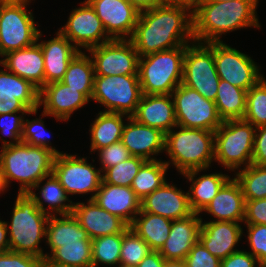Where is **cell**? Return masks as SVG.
Here are the masks:
<instances>
[{
	"instance_id": "obj_29",
	"label": "cell",
	"mask_w": 266,
	"mask_h": 267,
	"mask_svg": "<svg viewBox=\"0 0 266 267\" xmlns=\"http://www.w3.org/2000/svg\"><path fill=\"white\" fill-rule=\"evenodd\" d=\"M43 181L45 183L42 186L41 183ZM33 189H41L39 191L41 197L36 195ZM27 194L36 203L37 207L48 216L72 214L74 202L69 200L65 189L53 173L42 178ZM66 201L70 203L66 204ZM44 203H47L49 206L45 207Z\"/></svg>"
},
{
	"instance_id": "obj_23",
	"label": "cell",
	"mask_w": 266,
	"mask_h": 267,
	"mask_svg": "<svg viewBox=\"0 0 266 267\" xmlns=\"http://www.w3.org/2000/svg\"><path fill=\"white\" fill-rule=\"evenodd\" d=\"M243 227L240 223L228 221L203 222L200 229L199 241L214 256L220 260L238 251L234 249L241 240Z\"/></svg>"
},
{
	"instance_id": "obj_26",
	"label": "cell",
	"mask_w": 266,
	"mask_h": 267,
	"mask_svg": "<svg viewBox=\"0 0 266 267\" xmlns=\"http://www.w3.org/2000/svg\"><path fill=\"white\" fill-rule=\"evenodd\" d=\"M55 34V38L38 43L44 57L45 85L61 81L70 61L79 52L60 31Z\"/></svg>"
},
{
	"instance_id": "obj_24",
	"label": "cell",
	"mask_w": 266,
	"mask_h": 267,
	"mask_svg": "<svg viewBox=\"0 0 266 267\" xmlns=\"http://www.w3.org/2000/svg\"><path fill=\"white\" fill-rule=\"evenodd\" d=\"M95 203L124 220L129 226L140 212L141 200L131 187L115 186L101 182L94 196Z\"/></svg>"
},
{
	"instance_id": "obj_42",
	"label": "cell",
	"mask_w": 266,
	"mask_h": 267,
	"mask_svg": "<svg viewBox=\"0 0 266 267\" xmlns=\"http://www.w3.org/2000/svg\"><path fill=\"white\" fill-rule=\"evenodd\" d=\"M44 125V121L41 117L33 120L24 118L21 141L31 146L47 148L53 151L56 155L63 154V152H60L59 150H56L55 147L51 146L49 139L50 134L47 129H45L46 127Z\"/></svg>"
},
{
	"instance_id": "obj_39",
	"label": "cell",
	"mask_w": 266,
	"mask_h": 267,
	"mask_svg": "<svg viewBox=\"0 0 266 267\" xmlns=\"http://www.w3.org/2000/svg\"><path fill=\"white\" fill-rule=\"evenodd\" d=\"M243 119L258 128L266 126V79L262 77L247 91Z\"/></svg>"
},
{
	"instance_id": "obj_58",
	"label": "cell",
	"mask_w": 266,
	"mask_h": 267,
	"mask_svg": "<svg viewBox=\"0 0 266 267\" xmlns=\"http://www.w3.org/2000/svg\"><path fill=\"white\" fill-rule=\"evenodd\" d=\"M39 267H66V266H60V265L53 264V263L49 262L46 258H44L40 261Z\"/></svg>"
},
{
	"instance_id": "obj_1",
	"label": "cell",
	"mask_w": 266,
	"mask_h": 267,
	"mask_svg": "<svg viewBox=\"0 0 266 267\" xmlns=\"http://www.w3.org/2000/svg\"><path fill=\"white\" fill-rule=\"evenodd\" d=\"M130 40L139 57L186 46L194 41L192 12L171 4L139 12Z\"/></svg>"
},
{
	"instance_id": "obj_32",
	"label": "cell",
	"mask_w": 266,
	"mask_h": 267,
	"mask_svg": "<svg viewBox=\"0 0 266 267\" xmlns=\"http://www.w3.org/2000/svg\"><path fill=\"white\" fill-rule=\"evenodd\" d=\"M171 226V219L147 212H139L135 216L130 228L133 229L152 250L159 251L170 234Z\"/></svg>"
},
{
	"instance_id": "obj_14",
	"label": "cell",
	"mask_w": 266,
	"mask_h": 267,
	"mask_svg": "<svg viewBox=\"0 0 266 267\" xmlns=\"http://www.w3.org/2000/svg\"><path fill=\"white\" fill-rule=\"evenodd\" d=\"M95 75L138 74L139 54L130 39H112L87 50Z\"/></svg>"
},
{
	"instance_id": "obj_20",
	"label": "cell",
	"mask_w": 266,
	"mask_h": 267,
	"mask_svg": "<svg viewBox=\"0 0 266 267\" xmlns=\"http://www.w3.org/2000/svg\"><path fill=\"white\" fill-rule=\"evenodd\" d=\"M72 214L80 226L87 231L91 240L101 236L124 233L130 227L120 217L99 207L93 199H88L87 203H74Z\"/></svg>"
},
{
	"instance_id": "obj_43",
	"label": "cell",
	"mask_w": 266,
	"mask_h": 267,
	"mask_svg": "<svg viewBox=\"0 0 266 267\" xmlns=\"http://www.w3.org/2000/svg\"><path fill=\"white\" fill-rule=\"evenodd\" d=\"M38 109L29 111V112H20V115H16L19 112L14 113H7L0 115V132L2 135L7 136L11 139V141H7L6 139L2 138V147H7L10 145L19 144L22 137V130H23V121H24V114H37ZM22 113V114H21Z\"/></svg>"
},
{
	"instance_id": "obj_4",
	"label": "cell",
	"mask_w": 266,
	"mask_h": 267,
	"mask_svg": "<svg viewBox=\"0 0 266 267\" xmlns=\"http://www.w3.org/2000/svg\"><path fill=\"white\" fill-rule=\"evenodd\" d=\"M166 152L170 160L164 162L168 167L172 163L180 174L194 169L207 171L214 160V132L176 126L165 134Z\"/></svg>"
},
{
	"instance_id": "obj_21",
	"label": "cell",
	"mask_w": 266,
	"mask_h": 267,
	"mask_svg": "<svg viewBox=\"0 0 266 267\" xmlns=\"http://www.w3.org/2000/svg\"><path fill=\"white\" fill-rule=\"evenodd\" d=\"M41 36L40 31L34 45L10 51L2 56L5 57L4 59L0 60L3 68L31 82L39 90L45 85L44 57L38 44Z\"/></svg>"
},
{
	"instance_id": "obj_33",
	"label": "cell",
	"mask_w": 266,
	"mask_h": 267,
	"mask_svg": "<svg viewBox=\"0 0 266 267\" xmlns=\"http://www.w3.org/2000/svg\"><path fill=\"white\" fill-rule=\"evenodd\" d=\"M95 71L92 59L84 51H79L70 61L64 78V84L82 92L90 101L94 88Z\"/></svg>"
},
{
	"instance_id": "obj_44",
	"label": "cell",
	"mask_w": 266,
	"mask_h": 267,
	"mask_svg": "<svg viewBox=\"0 0 266 267\" xmlns=\"http://www.w3.org/2000/svg\"><path fill=\"white\" fill-rule=\"evenodd\" d=\"M39 93L40 90L31 82L6 68L0 70V95H39Z\"/></svg>"
},
{
	"instance_id": "obj_60",
	"label": "cell",
	"mask_w": 266,
	"mask_h": 267,
	"mask_svg": "<svg viewBox=\"0 0 266 267\" xmlns=\"http://www.w3.org/2000/svg\"><path fill=\"white\" fill-rule=\"evenodd\" d=\"M204 1L223 2V1H233V0H204Z\"/></svg>"
},
{
	"instance_id": "obj_51",
	"label": "cell",
	"mask_w": 266,
	"mask_h": 267,
	"mask_svg": "<svg viewBox=\"0 0 266 267\" xmlns=\"http://www.w3.org/2000/svg\"><path fill=\"white\" fill-rule=\"evenodd\" d=\"M258 264V265H257ZM261 267L256 257L246 250H238L227 258L221 259L220 267Z\"/></svg>"
},
{
	"instance_id": "obj_28",
	"label": "cell",
	"mask_w": 266,
	"mask_h": 267,
	"mask_svg": "<svg viewBox=\"0 0 266 267\" xmlns=\"http://www.w3.org/2000/svg\"><path fill=\"white\" fill-rule=\"evenodd\" d=\"M201 171L204 169H194L182 174L192 182L188 191L189 205L193 213L198 214L203 212L221 187L230 179V176L221 172L203 174L197 178Z\"/></svg>"
},
{
	"instance_id": "obj_49",
	"label": "cell",
	"mask_w": 266,
	"mask_h": 267,
	"mask_svg": "<svg viewBox=\"0 0 266 267\" xmlns=\"http://www.w3.org/2000/svg\"><path fill=\"white\" fill-rule=\"evenodd\" d=\"M41 259L35 255L7 251L0 253V267H39Z\"/></svg>"
},
{
	"instance_id": "obj_11",
	"label": "cell",
	"mask_w": 266,
	"mask_h": 267,
	"mask_svg": "<svg viewBox=\"0 0 266 267\" xmlns=\"http://www.w3.org/2000/svg\"><path fill=\"white\" fill-rule=\"evenodd\" d=\"M177 126L215 132L223 123L215 101L182 83L172 91Z\"/></svg>"
},
{
	"instance_id": "obj_59",
	"label": "cell",
	"mask_w": 266,
	"mask_h": 267,
	"mask_svg": "<svg viewBox=\"0 0 266 267\" xmlns=\"http://www.w3.org/2000/svg\"><path fill=\"white\" fill-rule=\"evenodd\" d=\"M6 189H7V186H6L3 174L0 170V194L1 192H4V191L6 192Z\"/></svg>"
},
{
	"instance_id": "obj_57",
	"label": "cell",
	"mask_w": 266,
	"mask_h": 267,
	"mask_svg": "<svg viewBox=\"0 0 266 267\" xmlns=\"http://www.w3.org/2000/svg\"><path fill=\"white\" fill-rule=\"evenodd\" d=\"M163 267H187L185 260L164 259Z\"/></svg>"
},
{
	"instance_id": "obj_3",
	"label": "cell",
	"mask_w": 266,
	"mask_h": 267,
	"mask_svg": "<svg viewBox=\"0 0 266 267\" xmlns=\"http://www.w3.org/2000/svg\"><path fill=\"white\" fill-rule=\"evenodd\" d=\"M56 154L43 147L20 142L2 147L0 151V170L7 188L11 182L20 183L18 193H28L42 178L53 173Z\"/></svg>"
},
{
	"instance_id": "obj_9",
	"label": "cell",
	"mask_w": 266,
	"mask_h": 267,
	"mask_svg": "<svg viewBox=\"0 0 266 267\" xmlns=\"http://www.w3.org/2000/svg\"><path fill=\"white\" fill-rule=\"evenodd\" d=\"M142 96L138 74L95 75L91 101L100 103L105 112L132 117Z\"/></svg>"
},
{
	"instance_id": "obj_13",
	"label": "cell",
	"mask_w": 266,
	"mask_h": 267,
	"mask_svg": "<svg viewBox=\"0 0 266 267\" xmlns=\"http://www.w3.org/2000/svg\"><path fill=\"white\" fill-rule=\"evenodd\" d=\"M214 61L221 80L246 91L264 77L250 56L223 43V40L214 42Z\"/></svg>"
},
{
	"instance_id": "obj_48",
	"label": "cell",
	"mask_w": 266,
	"mask_h": 267,
	"mask_svg": "<svg viewBox=\"0 0 266 267\" xmlns=\"http://www.w3.org/2000/svg\"><path fill=\"white\" fill-rule=\"evenodd\" d=\"M187 267H220L221 260L212 255L203 244L198 241L185 258Z\"/></svg>"
},
{
	"instance_id": "obj_47",
	"label": "cell",
	"mask_w": 266,
	"mask_h": 267,
	"mask_svg": "<svg viewBox=\"0 0 266 267\" xmlns=\"http://www.w3.org/2000/svg\"><path fill=\"white\" fill-rule=\"evenodd\" d=\"M97 152H99L98 156L101 164L99 169L102 174L106 169L131 157V154L121 141L113 143L108 147H104Z\"/></svg>"
},
{
	"instance_id": "obj_50",
	"label": "cell",
	"mask_w": 266,
	"mask_h": 267,
	"mask_svg": "<svg viewBox=\"0 0 266 267\" xmlns=\"http://www.w3.org/2000/svg\"><path fill=\"white\" fill-rule=\"evenodd\" d=\"M245 224L266 225V198L245 201Z\"/></svg>"
},
{
	"instance_id": "obj_52",
	"label": "cell",
	"mask_w": 266,
	"mask_h": 267,
	"mask_svg": "<svg viewBox=\"0 0 266 267\" xmlns=\"http://www.w3.org/2000/svg\"><path fill=\"white\" fill-rule=\"evenodd\" d=\"M252 164L266 165V126L255 130Z\"/></svg>"
},
{
	"instance_id": "obj_38",
	"label": "cell",
	"mask_w": 266,
	"mask_h": 267,
	"mask_svg": "<svg viewBox=\"0 0 266 267\" xmlns=\"http://www.w3.org/2000/svg\"><path fill=\"white\" fill-rule=\"evenodd\" d=\"M123 233L106 235L92 239V267L99 264L118 266Z\"/></svg>"
},
{
	"instance_id": "obj_53",
	"label": "cell",
	"mask_w": 266,
	"mask_h": 267,
	"mask_svg": "<svg viewBox=\"0 0 266 267\" xmlns=\"http://www.w3.org/2000/svg\"><path fill=\"white\" fill-rule=\"evenodd\" d=\"M164 258L159 251H151L136 267H163Z\"/></svg>"
},
{
	"instance_id": "obj_16",
	"label": "cell",
	"mask_w": 266,
	"mask_h": 267,
	"mask_svg": "<svg viewBox=\"0 0 266 267\" xmlns=\"http://www.w3.org/2000/svg\"><path fill=\"white\" fill-rule=\"evenodd\" d=\"M111 39H131L139 11L129 0H86Z\"/></svg>"
},
{
	"instance_id": "obj_6",
	"label": "cell",
	"mask_w": 266,
	"mask_h": 267,
	"mask_svg": "<svg viewBox=\"0 0 266 267\" xmlns=\"http://www.w3.org/2000/svg\"><path fill=\"white\" fill-rule=\"evenodd\" d=\"M186 46L139 57L138 75L142 94H172L182 83Z\"/></svg>"
},
{
	"instance_id": "obj_2",
	"label": "cell",
	"mask_w": 266,
	"mask_h": 267,
	"mask_svg": "<svg viewBox=\"0 0 266 267\" xmlns=\"http://www.w3.org/2000/svg\"><path fill=\"white\" fill-rule=\"evenodd\" d=\"M259 0L203 1L193 12V39L220 42L221 35L245 27L261 28L256 9Z\"/></svg>"
},
{
	"instance_id": "obj_25",
	"label": "cell",
	"mask_w": 266,
	"mask_h": 267,
	"mask_svg": "<svg viewBox=\"0 0 266 267\" xmlns=\"http://www.w3.org/2000/svg\"><path fill=\"white\" fill-rule=\"evenodd\" d=\"M193 213L187 218L172 220L170 234L159 253L164 259L185 260L192 246L199 241L202 218Z\"/></svg>"
},
{
	"instance_id": "obj_45",
	"label": "cell",
	"mask_w": 266,
	"mask_h": 267,
	"mask_svg": "<svg viewBox=\"0 0 266 267\" xmlns=\"http://www.w3.org/2000/svg\"><path fill=\"white\" fill-rule=\"evenodd\" d=\"M39 95H0V115L39 109Z\"/></svg>"
},
{
	"instance_id": "obj_31",
	"label": "cell",
	"mask_w": 266,
	"mask_h": 267,
	"mask_svg": "<svg viewBox=\"0 0 266 267\" xmlns=\"http://www.w3.org/2000/svg\"><path fill=\"white\" fill-rule=\"evenodd\" d=\"M125 117L129 116L105 111L98 113L89 129V134H91L90 153H95L121 140Z\"/></svg>"
},
{
	"instance_id": "obj_27",
	"label": "cell",
	"mask_w": 266,
	"mask_h": 267,
	"mask_svg": "<svg viewBox=\"0 0 266 267\" xmlns=\"http://www.w3.org/2000/svg\"><path fill=\"white\" fill-rule=\"evenodd\" d=\"M203 211L215 217L212 221L244 222V195L235 178H230L221 187Z\"/></svg>"
},
{
	"instance_id": "obj_54",
	"label": "cell",
	"mask_w": 266,
	"mask_h": 267,
	"mask_svg": "<svg viewBox=\"0 0 266 267\" xmlns=\"http://www.w3.org/2000/svg\"><path fill=\"white\" fill-rule=\"evenodd\" d=\"M129 1L139 12L152 9L156 6L169 4V0H129Z\"/></svg>"
},
{
	"instance_id": "obj_61",
	"label": "cell",
	"mask_w": 266,
	"mask_h": 267,
	"mask_svg": "<svg viewBox=\"0 0 266 267\" xmlns=\"http://www.w3.org/2000/svg\"><path fill=\"white\" fill-rule=\"evenodd\" d=\"M116 267H134V266H127V265L119 264V265L116 266Z\"/></svg>"
},
{
	"instance_id": "obj_34",
	"label": "cell",
	"mask_w": 266,
	"mask_h": 267,
	"mask_svg": "<svg viewBox=\"0 0 266 267\" xmlns=\"http://www.w3.org/2000/svg\"><path fill=\"white\" fill-rule=\"evenodd\" d=\"M247 91L219 80L215 104L222 120L243 119L246 110Z\"/></svg>"
},
{
	"instance_id": "obj_7",
	"label": "cell",
	"mask_w": 266,
	"mask_h": 267,
	"mask_svg": "<svg viewBox=\"0 0 266 267\" xmlns=\"http://www.w3.org/2000/svg\"><path fill=\"white\" fill-rule=\"evenodd\" d=\"M255 130L244 119L224 120L214 132V161L234 172L251 165Z\"/></svg>"
},
{
	"instance_id": "obj_19",
	"label": "cell",
	"mask_w": 266,
	"mask_h": 267,
	"mask_svg": "<svg viewBox=\"0 0 266 267\" xmlns=\"http://www.w3.org/2000/svg\"><path fill=\"white\" fill-rule=\"evenodd\" d=\"M140 212L160 215L171 220L184 219L193 214L188 192H183L167 181L141 200Z\"/></svg>"
},
{
	"instance_id": "obj_10",
	"label": "cell",
	"mask_w": 266,
	"mask_h": 267,
	"mask_svg": "<svg viewBox=\"0 0 266 267\" xmlns=\"http://www.w3.org/2000/svg\"><path fill=\"white\" fill-rule=\"evenodd\" d=\"M219 80L214 61V42L193 41L186 45L182 84L215 101Z\"/></svg>"
},
{
	"instance_id": "obj_46",
	"label": "cell",
	"mask_w": 266,
	"mask_h": 267,
	"mask_svg": "<svg viewBox=\"0 0 266 267\" xmlns=\"http://www.w3.org/2000/svg\"><path fill=\"white\" fill-rule=\"evenodd\" d=\"M247 240L250 246L249 253L257 258L261 267L266 266V225L246 224Z\"/></svg>"
},
{
	"instance_id": "obj_40",
	"label": "cell",
	"mask_w": 266,
	"mask_h": 267,
	"mask_svg": "<svg viewBox=\"0 0 266 267\" xmlns=\"http://www.w3.org/2000/svg\"><path fill=\"white\" fill-rule=\"evenodd\" d=\"M145 159L131 156L127 160L106 169L102 174V182L115 186L131 187L134 177L139 172Z\"/></svg>"
},
{
	"instance_id": "obj_22",
	"label": "cell",
	"mask_w": 266,
	"mask_h": 267,
	"mask_svg": "<svg viewBox=\"0 0 266 267\" xmlns=\"http://www.w3.org/2000/svg\"><path fill=\"white\" fill-rule=\"evenodd\" d=\"M132 117L139 123L160 129L165 134L177 126L171 94H142Z\"/></svg>"
},
{
	"instance_id": "obj_12",
	"label": "cell",
	"mask_w": 266,
	"mask_h": 267,
	"mask_svg": "<svg viewBox=\"0 0 266 267\" xmlns=\"http://www.w3.org/2000/svg\"><path fill=\"white\" fill-rule=\"evenodd\" d=\"M72 154L56 155L53 164V174L65 189L67 195L93 193L92 200L100 188L102 174L84 157Z\"/></svg>"
},
{
	"instance_id": "obj_35",
	"label": "cell",
	"mask_w": 266,
	"mask_h": 267,
	"mask_svg": "<svg viewBox=\"0 0 266 267\" xmlns=\"http://www.w3.org/2000/svg\"><path fill=\"white\" fill-rule=\"evenodd\" d=\"M45 258L56 265L66 267H92V241L61 244L52 253H46Z\"/></svg>"
},
{
	"instance_id": "obj_18",
	"label": "cell",
	"mask_w": 266,
	"mask_h": 267,
	"mask_svg": "<svg viewBox=\"0 0 266 267\" xmlns=\"http://www.w3.org/2000/svg\"><path fill=\"white\" fill-rule=\"evenodd\" d=\"M127 119L120 141L131 156L140 157L146 161L158 160L155 156L165 151V133L160 129L139 123L133 117Z\"/></svg>"
},
{
	"instance_id": "obj_17",
	"label": "cell",
	"mask_w": 266,
	"mask_h": 267,
	"mask_svg": "<svg viewBox=\"0 0 266 267\" xmlns=\"http://www.w3.org/2000/svg\"><path fill=\"white\" fill-rule=\"evenodd\" d=\"M90 100L82 93L62 81L44 85L39 93L41 116H54L57 121H67L74 111L84 107Z\"/></svg>"
},
{
	"instance_id": "obj_37",
	"label": "cell",
	"mask_w": 266,
	"mask_h": 267,
	"mask_svg": "<svg viewBox=\"0 0 266 267\" xmlns=\"http://www.w3.org/2000/svg\"><path fill=\"white\" fill-rule=\"evenodd\" d=\"M235 174L245 201L266 198V165L251 164Z\"/></svg>"
},
{
	"instance_id": "obj_41",
	"label": "cell",
	"mask_w": 266,
	"mask_h": 267,
	"mask_svg": "<svg viewBox=\"0 0 266 267\" xmlns=\"http://www.w3.org/2000/svg\"><path fill=\"white\" fill-rule=\"evenodd\" d=\"M151 251L150 246L129 227L123 233L120 264L136 267Z\"/></svg>"
},
{
	"instance_id": "obj_30",
	"label": "cell",
	"mask_w": 266,
	"mask_h": 267,
	"mask_svg": "<svg viewBox=\"0 0 266 267\" xmlns=\"http://www.w3.org/2000/svg\"><path fill=\"white\" fill-rule=\"evenodd\" d=\"M49 216L46 226V245L49 246L52 253L61 244L80 243V241H92L85 229H83L78 220L73 216L61 215Z\"/></svg>"
},
{
	"instance_id": "obj_5",
	"label": "cell",
	"mask_w": 266,
	"mask_h": 267,
	"mask_svg": "<svg viewBox=\"0 0 266 267\" xmlns=\"http://www.w3.org/2000/svg\"><path fill=\"white\" fill-rule=\"evenodd\" d=\"M10 223L6 222L10 251L35 255L41 260L45 253L39 245L46 238L49 216L43 213L26 194H17Z\"/></svg>"
},
{
	"instance_id": "obj_15",
	"label": "cell",
	"mask_w": 266,
	"mask_h": 267,
	"mask_svg": "<svg viewBox=\"0 0 266 267\" xmlns=\"http://www.w3.org/2000/svg\"><path fill=\"white\" fill-rule=\"evenodd\" d=\"M59 31L79 50H86L112 40L106 33L100 18L84 0L71 11L65 26Z\"/></svg>"
},
{
	"instance_id": "obj_36",
	"label": "cell",
	"mask_w": 266,
	"mask_h": 267,
	"mask_svg": "<svg viewBox=\"0 0 266 267\" xmlns=\"http://www.w3.org/2000/svg\"><path fill=\"white\" fill-rule=\"evenodd\" d=\"M170 167L162 160L146 161L134 177L131 188L142 200L166 182L165 175Z\"/></svg>"
},
{
	"instance_id": "obj_55",
	"label": "cell",
	"mask_w": 266,
	"mask_h": 267,
	"mask_svg": "<svg viewBox=\"0 0 266 267\" xmlns=\"http://www.w3.org/2000/svg\"><path fill=\"white\" fill-rule=\"evenodd\" d=\"M6 221L0 219V253L10 250Z\"/></svg>"
},
{
	"instance_id": "obj_56",
	"label": "cell",
	"mask_w": 266,
	"mask_h": 267,
	"mask_svg": "<svg viewBox=\"0 0 266 267\" xmlns=\"http://www.w3.org/2000/svg\"><path fill=\"white\" fill-rule=\"evenodd\" d=\"M204 0H169V4L187 7L193 12Z\"/></svg>"
},
{
	"instance_id": "obj_8",
	"label": "cell",
	"mask_w": 266,
	"mask_h": 267,
	"mask_svg": "<svg viewBox=\"0 0 266 267\" xmlns=\"http://www.w3.org/2000/svg\"><path fill=\"white\" fill-rule=\"evenodd\" d=\"M31 0L0 1V57L37 42L38 29L33 12L27 9Z\"/></svg>"
}]
</instances>
